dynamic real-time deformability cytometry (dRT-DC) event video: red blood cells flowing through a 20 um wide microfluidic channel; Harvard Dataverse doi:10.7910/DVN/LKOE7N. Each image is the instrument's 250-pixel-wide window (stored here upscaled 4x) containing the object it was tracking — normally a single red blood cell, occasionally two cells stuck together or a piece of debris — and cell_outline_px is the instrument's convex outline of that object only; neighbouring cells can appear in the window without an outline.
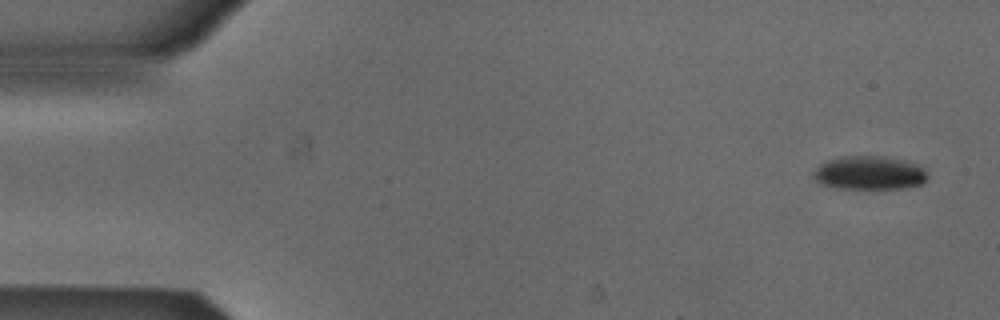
{"species": "Egyptian fruit bat (a non-hibernating species)", "species_latin": "Rousettus aegyptiacus", "temperature_condition": "cold", "stored_images_in_passage": 3, "camera_frame_rate_fps": 3000, "um_per_image_px": 0.085, "animal": {"sex": "male"}, "frame": {"image": 1, "passage_image": 1, "time_ms": 0.0, "image_size_px": [1000, 320], "cell_outline_px": [[928, 176], [920, 184], [904, 188], [840, 188], [820, 184], [816, 180], [812, 172], [820, 164], [836, 156], [884, 156], [908, 160], [924, 168], [928, 172]], "centroid_in_image_um": [73.9, 14.67], "position_along_channel_um": 11.1, "area_um2": 22.48}}